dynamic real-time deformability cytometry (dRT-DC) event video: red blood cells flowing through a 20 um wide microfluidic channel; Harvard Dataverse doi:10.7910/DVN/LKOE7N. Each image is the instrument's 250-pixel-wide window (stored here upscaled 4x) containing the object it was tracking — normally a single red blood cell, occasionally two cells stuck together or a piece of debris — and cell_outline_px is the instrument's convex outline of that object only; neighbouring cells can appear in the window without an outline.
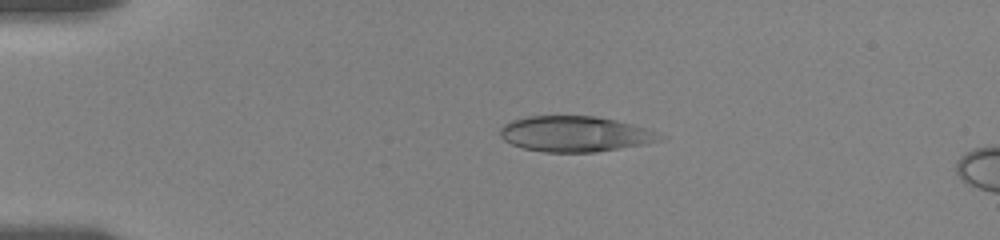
{"species": "human", "species_latin": "Homo sapiens", "temperature_condition": "room temperature", "stored_images_in_passage": 9, "camera_frame_rate_fps": 3000, "um_per_image_px": 0.085, "donor": {"sex": "female"}, "frame": {"image": 1, "passage_image": 6, "time_ms": 2.0, "image_size_px": [1000, 240], "cell_outline_px": [[668, 136], [664, 140], [644, 144], [596, 152], [544, 152], [524, 148], [512, 144], [504, 140], [500, 136], [500, 128], [504, 124], [512, 120], [528, 116], [592, 116], [632, 124], [648, 128]], "centroid_in_image_um": [48.92, 11.39], "position_along_channel_um": 36.1, "area_um2": 33.18}}